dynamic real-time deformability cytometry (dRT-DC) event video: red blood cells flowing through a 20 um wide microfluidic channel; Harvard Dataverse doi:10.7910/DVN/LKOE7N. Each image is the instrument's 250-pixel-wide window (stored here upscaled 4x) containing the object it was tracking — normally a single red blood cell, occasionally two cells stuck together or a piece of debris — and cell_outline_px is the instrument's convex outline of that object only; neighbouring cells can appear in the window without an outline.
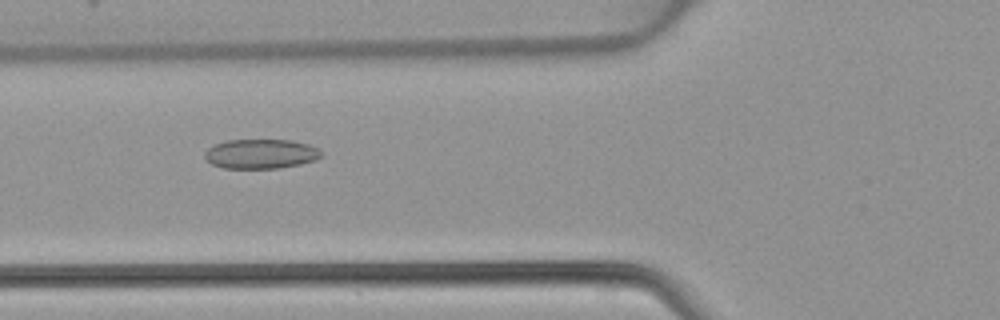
{"species": "common noctule bat (a hibernating species)", "species_latin": "Nyctalus noctula", "temperature_condition": "warm", "stored_images_in_passage": 47, "camera_frame_rate_fps": 3000, "um_per_image_px": 0.085, "animal": {"sex": "female", "body_mass_g": 22.7, "forearm_length_mm": 54.2}, "frame": {"image": 1, "passage_image": 18, "time_ms": 5.667, "image_size_px": [1000, 320], "cell_outline_px": [[324, 156], [316, 160], [300, 164], [280, 168], [224, 168], [212, 164], [204, 156], [204, 152], [208, 148], [216, 144], [228, 140], [292, 140], [308, 144], [324, 152]], "centroid_in_image_um": [22.21, 13.08], "position_along_channel_um": 103.6, "area_um2": 20.11}}
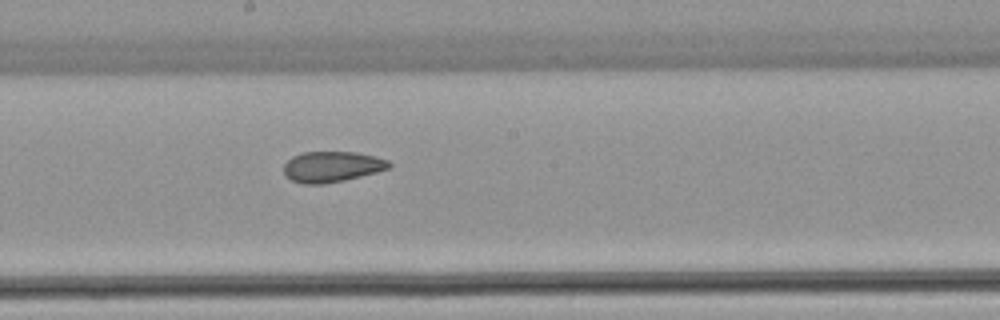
{"frame": {"image": 2, "passage_image": 26, "time_ms": 8.333, "image_size_px": [1000, 320], "cell_outline_px": [[392, 168], [344, 180], [324, 184], [304, 184], [292, 180], [284, 176], [284, 164], [292, 156], [304, 152], [356, 152], [388, 160], [392, 164]], "centroid_in_image_um": [28.2, 14.17], "position_along_channel_um": 220.0, "area_um2": 18.84}}
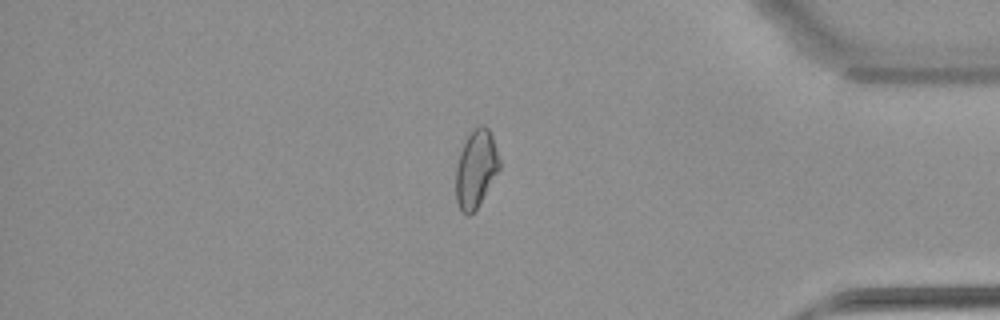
{"frame": {"image": 3, "passage_image": 40, "time_ms": 13.0, "image_size_px": [1000, 320], "cell_outline_px": [[500, 168], [476, 208], [468, 216], [460, 212], [456, 200], [456, 168], [460, 152], [472, 128], [480, 124], [484, 124], [488, 128], [492, 136], [500, 160]], "centroid_in_image_um": [40.44, 14.33], "position_along_channel_um": 394.8, "area_um2": 19.54}}